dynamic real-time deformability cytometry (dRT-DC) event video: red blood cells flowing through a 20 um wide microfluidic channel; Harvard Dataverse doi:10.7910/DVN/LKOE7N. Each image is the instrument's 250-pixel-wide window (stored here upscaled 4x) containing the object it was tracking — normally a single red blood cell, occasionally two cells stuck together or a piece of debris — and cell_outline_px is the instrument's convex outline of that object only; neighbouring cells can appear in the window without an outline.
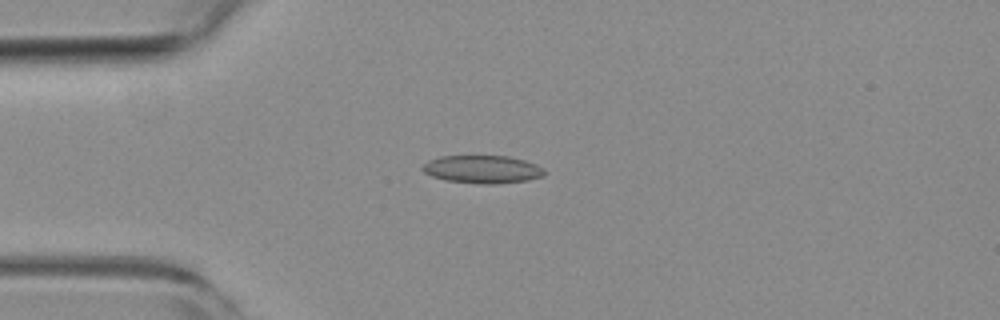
{"species": "common noctule bat (a hibernating species)", "species_latin": "Nyctalus noctula", "temperature_condition": "room temperature", "stored_images_in_passage": 53, "camera_frame_rate_fps": 3000, "um_per_image_px": 0.085, "animal": {"sex": "female", "body_mass_g": 19.3, "forearm_length_mm": 54.1}, "frame": {"image": 1, "passage_image": 13, "time_ms": 4.0, "image_size_px": [1000, 320], "cell_outline_px": [[544, 176], [528, 180], [496, 184], [480, 184], [444, 180], [432, 176], [424, 172], [420, 168], [428, 160], [440, 156], [508, 156], [524, 160], [536, 164], [544, 168]], "centroid_in_image_um": [41.0, 14.39], "position_along_channel_um": 44.0, "area_um2": 19.94}}
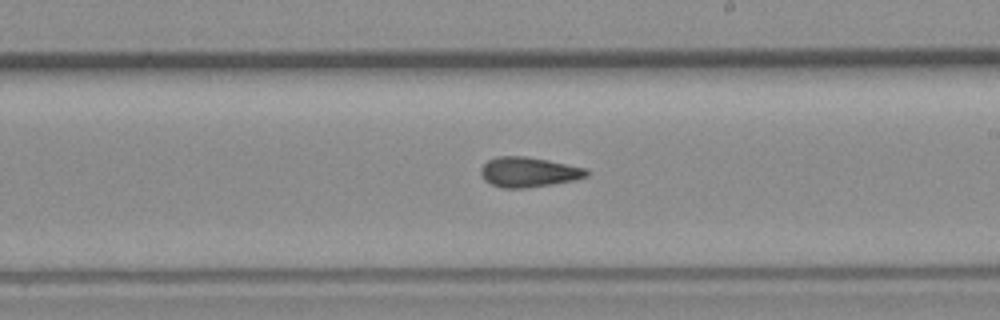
{"frame": {"image": 2, "passage_image": 30, "time_ms": 9.667, "image_size_px": [1000, 320], "cell_outline_px": [[588, 176], [572, 180], [552, 184], [524, 188], [500, 188], [484, 180], [480, 172], [480, 168], [488, 160], [500, 156], [524, 156], [548, 160], [584, 168], [588, 172]], "centroid_in_image_um": [44.88, 14.63], "position_along_channel_um": 244.1, "area_um2": 18.26}}
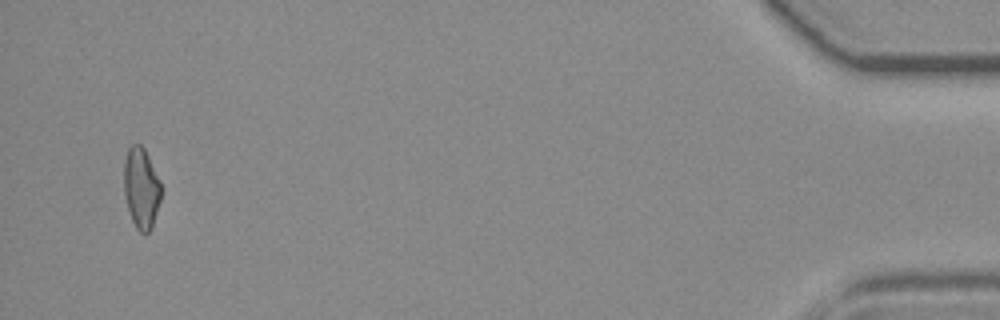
{"frame": {"image": 3, "passage_image": 51, "time_ms": 16.667, "image_size_px": [1000, 320], "cell_outline_px": [[160, 200], [152, 228], [148, 232], [140, 232], [136, 228], [132, 220], [124, 196], [124, 160], [128, 148], [132, 144], [140, 144], [144, 148], [160, 180]], "centroid_in_image_um": [11.99, 15.97], "position_along_channel_um": 423.2, "area_um2": 17.4}, "authors_computed_cell_mechanics": {"area_um2": 18.2648, "velocity_mm_per_s": 3.8483, "shape_relaxation_time_tau1_ms": null, "shape_relaxation_time_tau2_ms": 2.3212, "deformation_change_tau1": null, "deformation_change_tau2": 0.095}}